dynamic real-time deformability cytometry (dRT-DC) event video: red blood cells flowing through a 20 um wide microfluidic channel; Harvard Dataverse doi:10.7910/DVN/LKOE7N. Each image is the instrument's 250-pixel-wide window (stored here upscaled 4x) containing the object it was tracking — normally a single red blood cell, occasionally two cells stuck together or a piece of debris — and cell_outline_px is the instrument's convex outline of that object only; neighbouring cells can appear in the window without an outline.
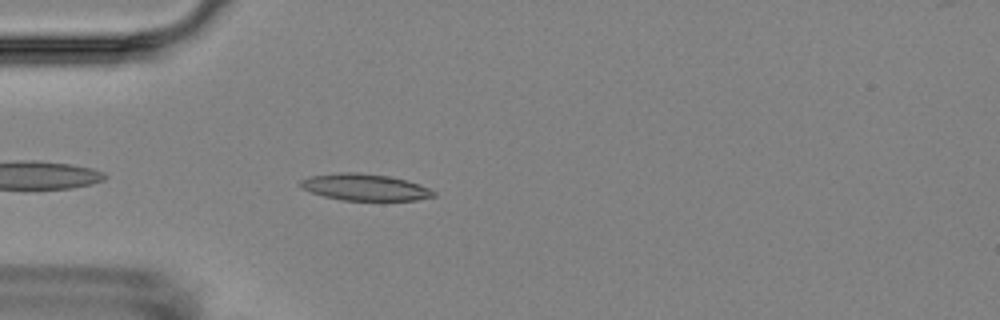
{"species": "Egyptian fruit bat (a non-hibernating species)", "species_latin": "Rousettus aegyptiacus", "temperature_condition": "room temperature", "stored_images_in_passage": 5, "camera_frame_rate_fps": 3000, "um_per_image_px": 0.085, "animal": {"sex": "female"}, "frame": {"image": 1, "passage_image": 5, "time_ms": 4.667, "image_size_px": [1000, 320], "cell_outline_px": [[436, 196], [416, 200], [340, 200], [324, 196], [300, 188], [300, 180], [308, 176], [340, 172], [356, 172], [388, 176], [420, 184], [436, 192]], "centroid_in_image_um": [30.99, 15.91], "position_along_channel_um": 54.0, "area_um2": 20.63}}